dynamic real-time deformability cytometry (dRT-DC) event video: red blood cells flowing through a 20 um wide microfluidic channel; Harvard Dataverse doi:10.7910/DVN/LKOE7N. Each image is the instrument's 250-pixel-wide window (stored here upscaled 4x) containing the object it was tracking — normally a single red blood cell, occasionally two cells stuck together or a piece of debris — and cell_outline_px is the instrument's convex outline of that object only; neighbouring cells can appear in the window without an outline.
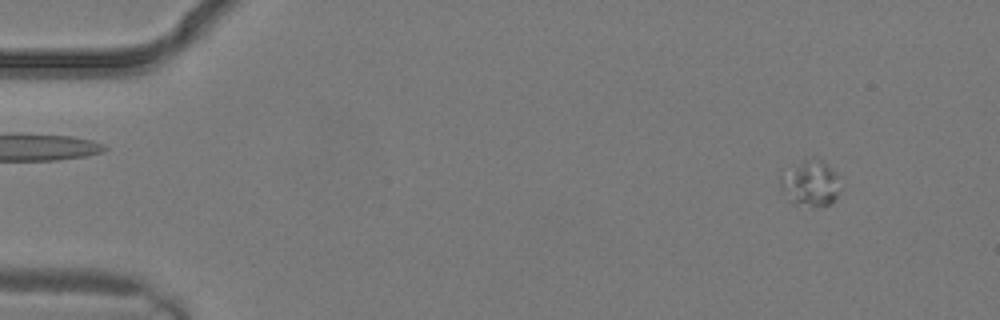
{"species": "common noctule bat (a hibernating species)", "species_latin": "Nyctalus noctula", "temperature_condition": "warm", "stored_images_in_passage": 3, "camera_frame_rate_fps": 3000, "um_per_image_px": 0.085, "animal": {"sex": "male", "body_mass_g": 19.2, "forearm_length_mm": 51.8}, "frame": {"image": 1, "passage_image": 1, "time_ms": 0.0, "image_size_px": [1000, 320], "cell_outline_px": [[836, 196], [828, 204], [812, 204], [792, 200], [780, 188], [780, 176], [804, 160], [824, 160], [836, 172]], "centroid_in_image_um": [68.87, 15.52], "position_along_channel_um": 16.1, "area_um2": 14.51}}